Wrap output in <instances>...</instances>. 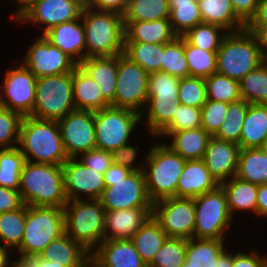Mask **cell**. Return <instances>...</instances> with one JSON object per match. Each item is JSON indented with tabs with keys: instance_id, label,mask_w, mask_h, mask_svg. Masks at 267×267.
Wrapping results in <instances>:
<instances>
[{
	"instance_id": "6da1fadb",
	"label": "cell",
	"mask_w": 267,
	"mask_h": 267,
	"mask_svg": "<svg viewBox=\"0 0 267 267\" xmlns=\"http://www.w3.org/2000/svg\"><path fill=\"white\" fill-rule=\"evenodd\" d=\"M18 145L22 146L19 150L28 162L63 165L69 159L63 146L59 124L55 120L23 117Z\"/></svg>"
},
{
	"instance_id": "7a4b0ae2",
	"label": "cell",
	"mask_w": 267,
	"mask_h": 267,
	"mask_svg": "<svg viewBox=\"0 0 267 267\" xmlns=\"http://www.w3.org/2000/svg\"><path fill=\"white\" fill-rule=\"evenodd\" d=\"M81 20L85 33V59L124 53L125 25L121 14L84 6Z\"/></svg>"
},
{
	"instance_id": "3957f363",
	"label": "cell",
	"mask_w": 267,
	"mask_h": 267,
	"mask_svg": "<svg viewBox=\"0 0 267 267\" xmlns=\"http://www.w3.org/2000/svg\"><path fill=\"white\" fill-rule=\"evenodd\" d=\"M19 192L26 205L64 208L68 199L62 165L25 161L20 175Z\"/></svg>"
},
{
	"instance_id": "277c9868",
	"label": "cell",
	"mask_w": 267,
	"mask_h": 267,
	"mask_svg": "<svg viewBox=\"0 0 267 267\" xmlns=\"http://www.w3.org/2000/svg\"><path fill=\"white\" fill-rule=\"evenodd\" d=\"M263 62L258 36L245 28L226 33L217 51L216 73L240 81Z\"/></svg>"
},
{
	"instance_id": "5b68a950",
	"label": "cell",
	"mask_w": 267,
	"mask_h": 267,
	"mask_svg": "<svg viewBox=\"0 0 267 267\" xmlns=\"http://www.w3.org/2000/svg\"><path fill=\"white\" fill-rule=\"evenodd\" d=\"M146 157L148 168L144 167L143 173L150 201L154 204L176 197L177 182L186 160L166 144L153 146Z\"/></svg>"
},
{
	"instance_id": "8992f818",
	"label": "cell",
	"mask_w": 267,
	"mask_h": 267,
	"mask_svg": "<svg viewBox=\"0 0 267 267\" xmlns=\"http://www.w3.org/2000/svg\"><path fill=\"white\" fill-rule=\"evenodd\" d=\"M105 216L99 199L89 203L81 198L68 200L64 206L65 233L92 253L103 241Z\"/></svg>"
},
{
	"instance_id": "52a82bcc",
	"label": "cell",
	"mask_w": 267,
	"mask_h": 267,
	"mask_svg": "<svg viewBox=\"0 0 267 267\" xmlns=\"http://www.w3.org/2000/svg\"><path fill=\"white\" fill-rule=\"evenodd\" d=\"M65 234L64 208L26 205V223L20 258L38 256L49 243Z\"/></svg>"
},
{
	"instance_id": "ba28073f",
	"label": "cell",
	"mask_w": 267,
	"mask_h": 267,
	"mask_svg": "<svg viewBox=\"0 0 267 267\" xmlns=\"http://www.w3.org/2000/svg\"><path fill=\"white\" fill-rule=\"evenodd\" d=\"M74 110L72 72L37 78L31 117L58 121Z\"/></svg>"
},
{
	"instance_id": "9c48e42d",
	"label": "cell",
	"mask_w": 267,
	"mask_h": 267,
	"mask_svg": "<svg viewBox=\"0 0 267 267\" xmlns=\"http://www.w3.org/2000/svg\"><path fill=\"white\" fill-rule=\"evenodd\" d=\"M180 78L157 71L149 73L147 123L157 135L172 119L178 102Z\"/></svg>"
},
{
	"instance_id": "30bf717a",
	"label": "cell",
	"mask_w": 267,
	"mask_h": 267,
	"mask_svg": "<svg viewBox=\"0 0 267 267\" xmlns=\"http://www.w3.org/2000/svg\"><path fill=\"white\" fill-rule=\"evenodd\" d=\"M141 114L124 108L106 107L94 111L96 148L113 152L129 141Z\"/></svg>"
},
{
	"instance_id": "8fae6325",
	"label": "cell",
	"mask_w": 267,
	"mask_h": 267,
	"mask_svg": "<svg viewBox=\"0 0 267 267\" xmlns=\"http://www.w3.org/2000/svg\"><path fill=\"white\" fill-rule=\"evenodd\" d=\"M194 238L223 240L224 231L230 226L226 193L219 185L215 190L194 198Z\"/></svg>"
},
{
	"instance_id": "7c38bea8",
	"label": "cell",
	"mask_w": 267,
	"mask_h": 267,
	"mask_svg": "<svg viewBox=\"0 0 267 267\" xmlns=\"http://www.w3.org/2000/svg\"><path fill=\"white\" fill-rule=\"evenodd\" d=\"M148 78L149 73L124 53L118 55L116 92L111 106L142 115L144 110L141 108L148 102Z\"/></svg>"
},
{
	"instance_id": "4fadbf2b",
	"label": "cell",
	"mask_w": 267,
	"mask_h": 267,
	"mask_svg": "<svg viewBox=\"0 0 267 267\" xmlns=\"http://www.w3.org/2000/svg\"><path fill=\"white\" fill-rule=\"evenodd\" d=\"M152 216L168 237L191 239L195 229L194 198L170 197L153 204Z\"/></svg>"
},
{
	"instance_id": "5bb4252c",
	"label": "cell",
	"mask_w": 267,
	"mask_h": 267,
	"mask_svg": "<svg viewBox=\"0 0 267 267\" xmlns=\"http://www.w3.org/2000/svg\"><path fill=\"white\" fill-rule=\"evenodd\" d=\"M105 188L99 198L105 210L152 208L143 171L131 172L118 182H104Z\"/></svg>"
},
{
	"instance_id": "9a60e30c",
	"label": "cell",
	"mask_w": 267,
	"mask_h": 267,
	"mask_svg": "<svg viewBox=\"0 0 267 267\" xmlns=\"http://www.w3.org/2000/svg\"><path fill=\"white\" fill-rule=\"evenodd\" d=\"M5 77L0 106L17 112L22 117L31 116L35 104L37 77L24 64L8 70Z\"/></svg>"
},
{
	"instance_id": "2e32d148",
	"label": "cell",
	"mask_w": 267,
	"mask_h": 267,
	"mask_svg": "<svg viewBox=\"0 0 267 267\" xmlns=\"http://www.w3.org/2000/svg\"><path fill=\"white\" fill-rule=\"evenodd\" d=\"M57 122L68 158L96 148L94 111L75 109Z\"/></svg>"
},
{
	"instance_id": "e0dca14e",
	"label": "cell",
	"mask_w": 267,
	"mask_h": 267,
	"mask_svg": "<svg viewBox=\"0 0 267 267\" xmlns=\"http://www.w3.org/2000/svg\"><path fill=\"white\" fill-rule=\"evenodd\" d=\"M85 0H33L14 19L46 25L43 34L53 26L81 16Z\"/></svg>"
},
{
	"instance_id": "ac0fdd59",
	"label": "cell",
	"mask_w": 267,
	"mask_h": 267,
	"mask_svg": "<svg viewBox=\"0 0 267 267\" xmlns=\"http://www.w3.org/2000/svg\"><path fill=\"white\" fill-rule=\"evenodd\" d=\"M23 64L37 78L70 73L77 66L70 57L58 47L53 46L43 34L28 48Z\"/></svg>"
},
{
	"instance_id": "d6986e66",
	"label": "cell",
	"mask_w": 267,
	"mask_h": 267,
	"mask_svg": "<svg viewBox=\"0 0 267 267\" xmlns=\"http://www.w3.org/2000/svg\"><path fill=\"white\" fill-rule=\"evenodd\" d=\"M77 158H69L63 165L64 188L68 200L80 199L84 193L90 199H99L105 186L104 174L87 166Z\"/></svg>"
},
{
	"instance_id": "ffe728a7",
	"label": "cell",
	"mask_w": 267,
	"mask_h": 267,
	"mask_svg": "<svg viewBox=\"0 0 267 267\" xmlns=\"http://www.w3.org/2000/svg\"><path fill=\"white\" fill-rule=\"evenodd\" d=\"M240 145L211 136L203 160L211 176L220 185L238 170Z\"/></svg>"
},
{
	"instance_id": "44dd1931",
	"label": "cell",
	"mask_w": 267,
	"mask_h": 267,
	"mask_svg": "<svg viewBox=\"0 0 267 267\" xmlns=\"http://www.w3.org/2000/svg\"><path fill=\"white\" fill-rule=\"evenodd\" d=\"M97 267H147L131 239L105 240L91 253Z\"/></svg>"
},
{
	"instance_id": "7402d4cb",
	"label": "cell",
	"mask_w": 267,
	"mask_h": 267,
	"mask_svg": "<svg viewBox=\"0 0 267 267\" xmlns=\"http://www.w3.org/2000/svg\"><path fill=\"white\" fill-rule=\"evenodd\" d=\"M105 211L103 241L131 239L152 216V208H130Z\"/></svg>"
},
{
	"instance_id": "603a6c76",
	"label": "cell",
	"mask_w": 267,
	"mask_h": 267,
	"mask_svg": "<svg viewBox=\"0 0 267 267\" xmlns=\"http://www.w3.org/2000/svg\"><path fill=\"white\" fill-rule=\"evenodd\" d=\"M78 20H81V16L73 21L53 26L43 34L53 46L58 47L77 65L85 59L84 27Z\"/></svg>"
},
{
	"instance_id": "cb8c5ba5",
	"label": "cell",
	"mask_w": 267,
	"mask_h": 267,
	"mask_svg": "<svg viewBox=\"0 0 267 267\" xmlns=\"http://www.w3.org/2000/svg\"><path fill=\"white\" fill-rule=\"evenodd\" d=\"M218 186L203 159L186 160L177 182L176 197L195 198Z\"/></svg>"
},
{
	"instance_id": "d4e9b609",
	"label": "cell",
	"mask_w": 267,
	"mask_h": 267,
	"mask_svg": "<svg viewBox=\"0 0 267 267\" xmlns=\"http://www.w3.org/2000/svg\"><path fill=\"white\" fill-rule=\"evenodd\" d=\"M98 85L102 97L111 105L115 99L118 55L111 57H90L79 64Z\"/></svg>"
},
{
	"instance_id": "484cf974",
	"label": "cell",
	"mask_w": 267,
	"mask_h": 267,
	"mask_svg": "<svg viewBox=\"0 0 267 267\" xmlns=\"http://www.w3.org/2000/svg\"><path fill=\"white\" fill-rule=\"evenodd\" d=\"M125 42L166 44L178 35L173 31L169 19L155 21H124Z\"/></svg>"
},
{
	"instance_id": "4316f807",
	"label": "cell",
	"mask_w": 267,
	"mask_h": 267,
	"mask_svg": "<svg viewBox=\"0 0 267 267\" xmlns=\"http://www.w3.org/2000/svg\"><path fill=\"white\" fill-rule=\"evenodd\" d=\"M72 93L75 109L98 111L111 106L90 75L77 65L72 72Z\"/></svg>"
},
{
	"instance_id": "83f0119b",
	"label": "cell",
	"mask_w": 267,
	"mask_h": 267,
	"mask_svg": "<svg viewBox=\"0 0 267 267\" xmlns=\"http://www.w3.org/2000/svg\"><path fill=\"white\" fill-rule=\"evenodd\" d=\"M38 257L62 262L66 267H82L91 258V254L65 233L49 243Z\"/></svg>"
},
{
	"instance_id": "f1b7e54d",
	"label": "cell",
	"mask_w": 267,
	"mask_h": 267,
	"mask_svg": "<svg viewBox=\"0 0 267 267\" xmlns=\"http://www.w3.org/2000/svg\"><path fill=\"white\" fill-rule=\"evenodd\" d=\"M197 1L203 23L220 26L227 33L245 29L246 24L236 15L231 0Z\"/></svg>"
},
{
	"instance_id": "f546056e",
	"label": "cell",
	"mask_w": 267,
	"mask_h": 267,
	"mask_svg": "<svg viewBox=\"0 0 267 267\" xmlns=\"http://www.w3.org/2000/svg\"><path fill=\"white\" fill-rule=\"evenodd\" d=\"M266 138L267 104H249L240 135V148H260Z\"/></svg>"
},
{
	"instance_id": "4dcf8cb0",
	"label": "cell",
	"mask_w": 267,
	"mask_h": 267,
	"mask_svg": "<svg viewBox=\"0 0 267 267\" xmlns=\"http://www.w3.org/2000/svg\"><path fill=\"white\" fill-rule=\"evenodd\" d=\"M168 146L185 160L203 159L211 135L202 127L172 132Z\"/></svg>"
},
{
	"instance_id": "1f68e13d",
	"label": "cell",
	"mask_w": 267,
	"mask_h": 267,
	"mask_svg": "<svg viewBox=\"0 0 267 267\" xmlns=\"http://www.w3.org/2000/svg\"><path fill=\"white\" fill-rule=\"evenodd\" d=\"M230 178L220 184L226 193L230 215L234 216L233 213L236 210H252L257 213V185L236 176Z\"/></svg>"
},
{
	"instance_id": "d6a6232c",
	"label": "cell",
	"mask_w": 267,
	"mask_h": 267,
	"mask_svg": "<svg viewBox=\"0 0 267 267\" xmlns=\"http://www.w3.org/2000/svg\"><path fill=\"white\" fill-rule=\"evenodd\" d=\"M223 240L187 239L185 261L191 267H216L224 252Z\"/></svg>"
},
{
	"instance_id": "836d02e7",
	"label": "cell",
	"mask_w": 267,
	"mask_h": 267,
	"mask_svg": "<svg viewBox=\"0 0 267 267\" xmlns=\"http://www.w3.org/2000/svg\"><path fill=\"white\" fill-rule=\"evenodd\" d=\"M168 235L151 216L133 235L131 241L142 260L148 264L164 244Z\"/></svg>"
},
{
	"instance_id": "e575fe53",
	"label": "cell",
	"mask_w": 267,
	"mask_h": 267,
	"mask_svg": "<svg viewBox=\"0 0 267 267\" xmlns=\"http://www.w3.org/2000/svg\"><path fill=\"white\" fill-rule=\"evenodd\" d=\"M236 177L255 185L267 183V154L260 148H241Z\"/></svg>"
},
{
	"instance_id": "d590c367",
	"label": "cell",
	"mask_w": 267,
	"mask_h": 267,
	"mask_svg": "<svg viewBox=\"0 0 267 267\" xmlns=\"http://www.w3.org/2000/svg\"><path fill=\"white\" fill-rule=\"evenodd\" d=\"M170 23L178 36L203 23L197 0H169Z\"/></svg>"
},
{
	"instance_id": "8d00e7d4",
	"label": "cell",
	"mask_w": 267,
	"mask_h": 267,
	"mask_svg": "<svg viewBox=\"0 0 267 267\" xmlns=\"http://www.w3.org/2000/svg\"><path fill=\"white\" fill-rule=\"evenodd\" d=\"M124 54L147 73L161 71L163 44L125 42Z\"/></svg>"
},
{
	"instance_id": "74e56055",
	"label": "cell",
	"mask_w": 267,
	"mask_h": 267,
	"mask_svg": "<svg viewBox=\"0 0 267 267\" xmlns=\"http://www.w3.org/2000/svg\"><path fill=\"white\" fill-rule=\"evenodd\" d=\"M26 223V204L20 208L0 213V240L4 247L19 248Z\"/></svg>"
},
{
	"instance_id": "f35d334b",
	"label": "cell",
	"mask_w": 267,
	"mask_h": 267,
	"mask_svg": "<svg viewBox=\"0 0 267 267\" xmlns=\"http://www.w3.org/2000/svg\"><path fill=\"white\" fill-rule=\"evenodd\" d=\"M169 17V0H129L123 20L149 22Z\"/></svg>"
},
{
	"instance_id": "ab89813d",
	"label": "cell",
	"mask_w": 267,
	"mask_h": 267,
	"mask_svg": "<svg viewBox=\"0 0 267 267\" xmlns=\"http://www.w3.org/2000/svg\"><path fill=\"white\" fill-rule=\"evenodd\" d=\"M241 99L249 104H267V63L250 71L239 81Z\"/></svg>"
},
{
	"instance_id": "60d3db41",
	"label": "cell",
	"mask_w": 267,
	"mask_h": 267,
	"mask_svg": "<svg viewBox=\"0 0 267 267\" xmlns=\"http://www.w3.org/2000/svg\"><path fill=\"white\" fill-rule=\"evenodd\" d=\"M25 157L19 147L0 150V186L19 190Z\"/></svg>"
},
{
	"instance_id": "b9f144b4",
	"label": "cell",
	"mask_w": 267,
	"mask_h": 267,
	"mask_svg": "<svg viewBox=\"0 0 267 267\" xmlns=\"http://www.w3.org/2000/svg\"><path fill=\"white\" fill-rule=\"evenodd\" d=\"M185 57L188 62L189 76L209 77L217 70V51H206L191 45L184 38Z\"/></svg>"
},
{
	"instance_id": "7bdbcfd3",
	"label": "cell",
	"mask_w": 267,
	"mask_h": 267,
	"mask_svg": "<svg viewBox=\"0 0 267 267\" xmlns=\"http://www.w3.org/2000/svg\"><path fill=\"white\" fill-rule=\"evenodd\" d=\"M161 71L178 78L189 76L183 36H177L173 41L163 44Z\"/></svg>"
},
{
	"instance_id": "ee69618b",
	"label": "cell",
	"mask_w": 267,
	"mask_h": 267,
	"mask_svg": "<svg viewBox=\"0 0 267 267\" xmlns=\"http://www.w3.org/2000/svg\"><path fill=\"white\" fill-rule=\"evenodd\" d=\"M248 107L249 103L243 99L229 103L226 118L214 136L240 145V135Z\"/></svg>"
},
{
	"instance_id": "f6af8a7d",
	"label": "cell",
	"mask_w": 267,
	"mask_h": 267,
	"mask_svg": "<svg viewBox=\"0 0 267 267\" xmlns=\"http://www.w3.org/2000/svg\"><path fill=\"white\" fill-rule=\"evenodd\" d=\"M207 99L234 103L241 100L239 81L214 73L205 78Z\"/></svg>"
},
{
	"instance_id": "bcb514c9",
	"label": "cell",
	"mask_w": 267,
	"mask_h": 267,
	"mask_svg": "<svg viewBox=\"0 0 267 267\" xmlns=\"http://www.w3.org/2000/svg\"><path fill=\"white\" fill-rule=\"evenodd\" d=\"M224 32V29L220 26L200 23L189 29L183 37L195 47L201 48L206 51H218L223 38L226 36L220 35V31Z\"/></svg>"
},
{
	"instance_id": "7dc6e473",
	"label": "cell",
	"mask_w": 267,
	"mask_h": 267,
	"mask_svg": "<svg viewBox=\"0 0 267 267\" xmlns=\"http://www.w3.org/2000/svg\"><path fill=\"white\" fill-rule=\"evenodd\" d=\"M187 239L168 237L147 267H179L185 261Z\"/></svg>"
},
{
	"instance_id": "c3c4849f",
	"label": "cell",
	"mask_w": 267,
	"mask_h": 267,
	"mask_svg": "<svg viewBox=\"0 0 267 267\" xmlns=\"http://www.w3.org/2000/svg\"><path fill=\"white\" fill-rule=\"evenodd\" d=\"M173 119L157 134L169 136L172 132L201 127V108L175 104Z\"/></svg>"
},
{
	"instance_id": "681fc988",
	"label": "cell",
	"mask_w": 267,
	"mask_h": 267,
	"mask_svg": "<svg viewBox=\"0 0 267 267\" xmlns=\"http://www.w3.org/2000/svg\"><path fill=\"white\" fill-rule=\"evenodd\" d=\"M206 101L205 78L195 76L180 78L178 103L185 106L201 108Z\"/></svg>"
},
{
	"instance_id": "f907efd6",
	"label": "cell",
	"mask_w": 267,
	"mask_h": 267,
	"mask_svg": "<svg viewBox=\"0 0 267 267\" xmlns=\"http://www.w3.org/2000/svg\"><path fill=\"white\" fill-rule=\"evenodd\" d=\"M22 118L19 113L0 106V147L2 149L17 147L13 142L18 145Z\"/></svg>"
},
{
	"instance_id": "816d5d0a",
	"label": "cell",
	"mask_w": 267,
	"mask_h": 267,
	"mask_svg": "<svg viewBox=\"0 0 267 267\" xmlns=\"http://www.w3.org/2000/svg\"><path fill=\"white\" fill-rule=\"evenodd\" d=\"M228 104L229 103L207 99L201 107V127L211 136H214L218 132L220 125L224 122L227 115Z\"/></svg>"
},
{
	"instance_id": "f5cc1de1",
	"label": "cell",
	"mask_w": 267,
	"mask_h": 267,
	"mask_svg": "<svg viewBox=\"0 0 267 267\" xmlns=\"http://www.w3.org/2000/svg\"><path fill=\"white\" fill-rule=\"evenodd\" d=\"M82 158L79 160L85 166L99 171V173H105V171L112 165V152H108L102 149H91L90 151L83 153Z\"/></svg>"
},
{
	"instance_id": "db71d44e",
	"label": "cell",
	"mask_w": 267,
	"mask_h": 267,
	"mask_svg": "<svg viewBox=\"0 0 267 267\" xmlns=\"http://www.w3.org/2000/svg\"><path fill=\"white\" fill-rule=\"evenodd\" d=\"M136 149H138V147L134 148L133 146L127 145V143L119 147L117 150L112 152L113 164L120 165L124 168L129 169L132 172L143 171L145 164H140L136 167L133 166L134 160L137 157Z\"/></svg>"
},
{
	"instance_id": "11a10c76",
	"label": "cell",
	"mask_w": 267,
	"mask_h": 267,
	"mask_svg": "<svg viewBox=\"0 0 267 267\" xmlns=\"http://www.w3.org/2000/svg\"><path fill=\"white\" fill-rule=\"evenodd\" d=\"M23 204L19 190L0 186V213L16 210Z\"/></svg>"
},
{
	"instance_id": "9f6ffc18",
	"label": "cell",
	"mask_w": 267,
	"mask_h": 267,
	"mask_svg": "<svg viewBox=\"0 0 267 267\" xmlns=\"http://www.w3.org/2000/svg\"><path fill=\"white\" fill-rule=\"evenodd\" d=\"M128 2L129 0H85V6L97 11L116 12L123 16Z\"/></svg>"
},
{
	"instance_id": "6f0895ef",
	"label": "cell",
	"mask_w": 267,
	"mask_h": 267,
	"mask_svg": "<svg viewBox=\"0 0 267 267\" xmlns=\"http://www.w3.org/2000/svg\"><path fill=\"white\" fill-rule=\"evenodd\" d=\"M245 28L257 36L267 29V0H260L254 16Z\"/></svg>"
},
{
	"instance_id": "680465c9",
	"label": "cell",
	"mask_w": 267,
	"mask_h": 267,
	"mask_svg": "<svg viewBox=\"0 0 267 267\" xmlns=\"http://www.w3.org/2000/svg\"><path fill=\"white\" fill-rule=\"evenodd\" d=\"M236 15L247 24L254 16L260 0H231Z\"/></svg>"
},
{
	"instance_id": "91938a15",
	"label": "cell",
	"mask_w": 267,
	"mask_h": 267,
	"mask_svg": "<svg viewBox=\"0 0 267 267\" xmlns=\"http://www.w3.org/2000/svg\"><path fill=\"white\" fill-rule=\"evenodd\" d=\"M232 267H267V258L260 257L256 252L232 254Z\"/></svg>"
},
{
	"instance_id": "94428289",
	"label": "cell",
	"mask_w": 267,
	"mask_h": 267,
	"mask_svg": "<svg viewBox=\"0 0 267 267\" xmlns=\"http://www.w3.org/2000/svg\"><path fill=\"white\" fill-rule=\"evenodd\" d=\"M131 172L127 168L112 163L104 173V182H118L126 178Z\"/></svg>"
},
{
	"instance_id": "6125c7cd",
	"label": "cell",
	"mask_w": 267,
	"mask_h": 267,
	"mask_svg": "<svg viewBox=\"0 0 267 267\" xmlns=\"http://www.w3.org/2000/svg\"><path fill=\"white\" fill-rule=\"evenodd\" d=\"M257 214L267 216V183L257 185Z\"/></svg>"
},
{
	"instance_id": "be15d7a7",
	"label": "cell",
	"mask_w": 267,
	"mask_h": 267,
	"mask_svg": "<svg viewBox=\"0 0 267 267\" xmlns=\"http://www.w3.org/2000/svg\"><path fill=\"white\" fill-rule=\"evenodd\" d=\"M31 267H66L62 262H53L40 259L38 256L26 259Z\"/></svg>"
},
{
	"instance_id": "e7e4bbea",
	"label": "cell",
	"mask_w": 267,
	"mask_h": 267,
	"mask_svg": "<svg viewBox=\"0 0 267 267\" xmlns=\"http://www.w3.org/2000/svg\"><path fill=\"white\" fill-rule=\"evenodd\" d=\"M216 267H232V254L227 253L224 251L220 257L219 261L217 262Z\"/></svg>"
},
{
	"instance_id": "03108f58",
	"label": "cell",
	"mask_w": 267,
	"mask_h": 267,
	"mask_svg": "<svg viewBox=\"0 0 267 267\" xmlns=\"http://www.w3.org/2000/svg\"><path fill=\"white\" fill-rule=\"evenodd\" d=\"M261 50L263 53L264 58H267V29H264L259 35H258Z\"/></svg>"
},
{
	"instance_id": "003e7915",
	"label": "cell",
	"mask_w": 267,
	"mask_h": 267,
	"mask_svg": "<svg viewBox=\"0 0 267 267\" xmlns=\"http://www.w3.org/2000/svg\"><path fill=\"white\" fill-rule=\"evenodd\" d=\"M7 247L0 246V267H8L9 263V250Z\"/></svg>"
},
{
	"instance_id": "a7ac6f4b",
	"label": "cell",
	"mask_w": 267,
	"mask_h": 267,
	"mask_svg": "<svg viewBox=\"0 0 267 267\" xmlns=\"http://www.w3.org/2000/svg\"><path fill=\"white\" fill-rule=\"evenodd\" d=\"M11 264L10 262L8 263V265H10L11 267H31L29 262L26 259L22 258H20L18 261L12 262Z\"/></svg>"
},
{
	"instance_id": "89a4df30",
	"label": "cell",
	"mask_w": 267,
	"mask_h": 267,
	"mask_svg": "<svg viewBox=\"0 0 267 267\" xmlns=\"http://www.w3.org/2000/svg\"><path fill=\"white\" fill-rule=\"evenodd\" d=\"M17 2H19L21 5L19 7V10H16V14L15 15H11L13 17H15L24 7H26L30 2H32L33 0H16Z\"/></svg>"
},
{
	"instance_id": "2644e50d",
	"label": "cell",
	"mask_w": 267,
	"mask_h": 267,
	"mask_svg": "<svg viewBox=\"0 0 267 267\" xmlns=\"http://www.w3.org/2000/svg\"><path fill=\"white\" fill-rule=\"evenodd\" d=\"M260 149L265 153L267 154V138L263 141Z\"/></svg>"
},
{
	"instance_id": "8c879c8a",
	"label": "cell",
	"mask_w": 267,
	"mask_h": 267,
	"mask_svg": "<svg viewBox=\"0 0 267 267\" xmlns=\"http://www.w3.org/2000/svg\"><path fill=\"white\" fill-rule=\"evenodd\" d=\"M88 267H97V266L91 261V258L88 260Z\"/></svg>"
},
{
	"instance_id": "753ad0ef",
	"label": "cell",
	"mask_w": 267,
	"mask_h": 267,
	"mask_svg": "<svg viewBox=\"0 0 267 267\" xmlns=\"http://www.w3.org/2000/svg\"><path fill=\"white\" fill-rule=\"evenodd\" d=\"M179 267H191L186 261H184Z\"/></svg>"
},
{
	"instance_id": "34e18365",
	"label": "cell",
	"mask_w": 267,
	"mask_h": 267,
	"mask_svg": "<svg viewBox=\"0 0 267 267\" xmlns=\"http://www.w3.org/2000/svg\"><path fill=\"white\" fill-rule=\"evenodd\" d=\"M82 267H88V261Z\"/></svg>"
}]
</instances>
